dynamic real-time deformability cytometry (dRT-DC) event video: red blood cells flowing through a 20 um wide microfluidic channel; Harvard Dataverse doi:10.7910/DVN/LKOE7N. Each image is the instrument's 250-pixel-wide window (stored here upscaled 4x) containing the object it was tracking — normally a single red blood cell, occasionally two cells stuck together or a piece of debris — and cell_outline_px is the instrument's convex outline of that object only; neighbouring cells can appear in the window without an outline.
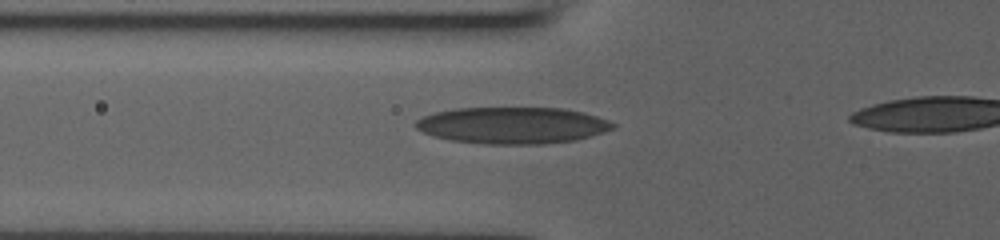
{"species": "human", "species_latin": "Homo sapiens", "temperature_condition": "room temperature", "stored_images_in_passage": 35, "camera_frame_rate_fps": 3000, "um_per_image_px": 0.085, "donor": {"sex": "male"}, "frame": {"image": 1, "passage_image": 9, "time_ms": 2.667, "image_size_px": [1000, 240], "cell_outline_px": [[616, 128], [604, 132], [576, 140], [544, 144], [484, 144], [452, 140], [432, 136], [416, 128], [416, 120], [424, 116], [436, 112], [456, 108], [560, 108], [584, 112], [608, 120], [616, 124]], "centroid_in_image_um": [43.59, 10.66], "position_along_channel_um": 82.2, "area_um2": 42.08}}
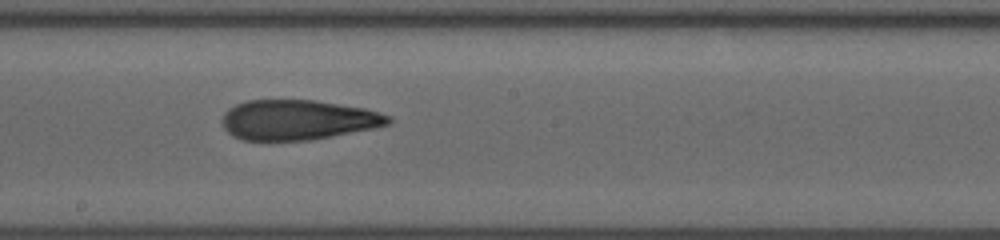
{"frame": {"image": 2, "passage_image": 19, "time_ms": 6.0, "image_size_px": [1000, 240], "cell_outline_px": [[392, 124], [376, 128], [332, 136], [308, 140], [244, 140], [232, 136], [224, 128], [220, 120], [224, 112], [228, 108], [236, 104], [248, 100], [316, 100], [364, 108], [380, 112], [392, 116]], "centroid_in_image_um": [25.33, 10.18], "position_along_channel_um": 222.9, "area_um2": 39.07}}
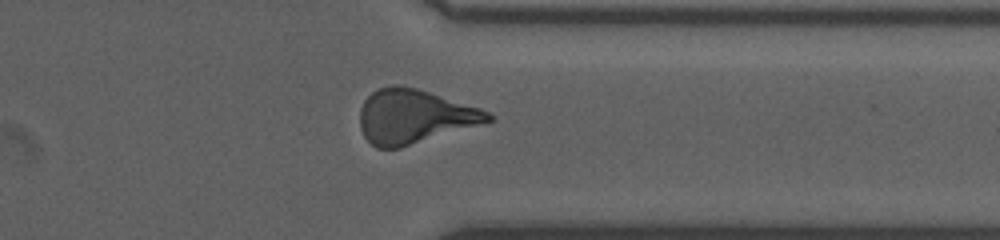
{"frame": {"image": 3, "passage_image": 30, "time_ms": 9.667, "image_size_px": [1000, 240], "cell_outline_px": [[496, 120], [400, 148], [376, 148], [364, 136], [360, 128], [360, 108], [364, 100], [376, 88], [392, 84], [400, 84], [416, 88], [480, 108], [496, 116]], "centroid_in_image_um": [35.21, 9.89], "position_along_channel_um": 376.2, "area_um2": 40.58}}